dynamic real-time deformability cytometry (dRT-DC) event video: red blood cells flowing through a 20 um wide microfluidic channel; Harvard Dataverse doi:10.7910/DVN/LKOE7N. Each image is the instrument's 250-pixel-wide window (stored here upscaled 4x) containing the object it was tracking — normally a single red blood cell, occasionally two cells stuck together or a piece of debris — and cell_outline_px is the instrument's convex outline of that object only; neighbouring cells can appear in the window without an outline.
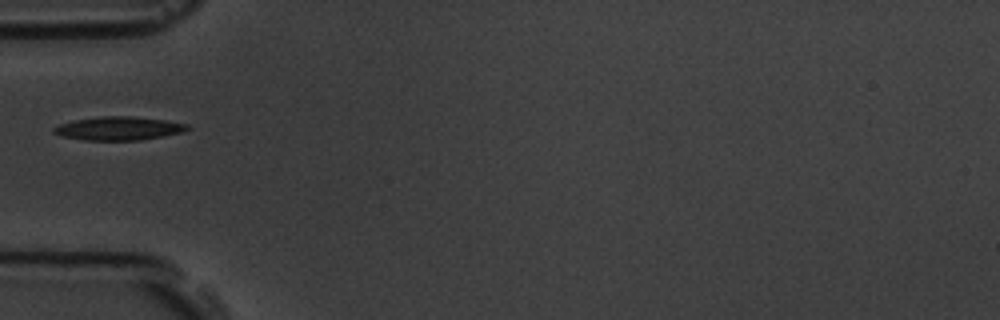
{"species": "common noctule bat (a hibernating species)", "species_latin": "Nyctalus noctula", "temperature_condition": "room temperature", "stored_images_in_passage": 1, "camera_frame_rate_fps": 3000, "um_per_image_px": 0.085, "animal": {"sex": "male", "body_mass_g": 19.5, "forearm_length_mm": 54.6}, "frame": {"image": 1, "passage_image": 1, "time_ms": 0.0, "image_size_px": [1000, 320], "cell_outline_px": [[192, 128], [180, 132], [140, 140], [84, 140], [64, 136], [52, 132], [52, 128], [60, 124], [72, 120], [100, 116], [132, 116], [164, 120], [188, 124]], "centroid_in_image_um": [10.06, 10.9], "position_along_channel_um": 74.9, "area_um2": 18.15}}